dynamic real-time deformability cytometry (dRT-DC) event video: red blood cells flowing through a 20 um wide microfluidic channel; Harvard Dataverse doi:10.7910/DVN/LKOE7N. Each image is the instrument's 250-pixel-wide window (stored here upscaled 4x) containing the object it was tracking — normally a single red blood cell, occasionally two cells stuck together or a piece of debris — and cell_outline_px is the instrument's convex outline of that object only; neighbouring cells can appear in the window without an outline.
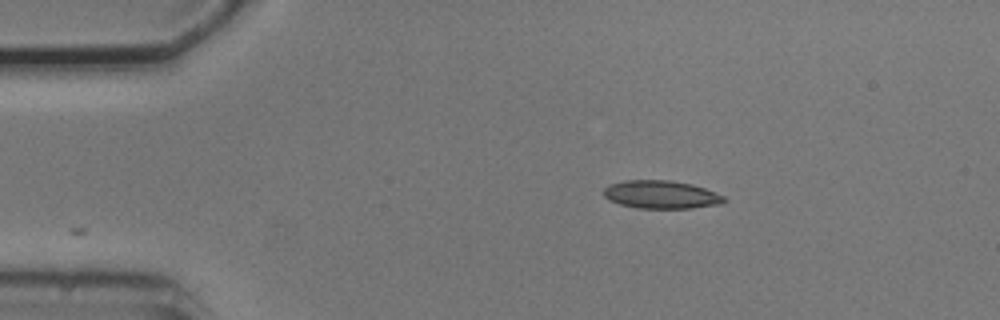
{"species": "common noctule bat (a hibernating species)", "species_latin": "Nyctalus noctula", "temperature_condition": "cold", "stored_images_in_passage": 45, "camera_frame_rate_fps": 3000, "um_per_image_px": 0.085, "animal": {"sex": "male", "body_mass_g": 20.5, "forearm_length_mm": 52.5}, "frame": {"image": 1, "passage_image": 1, "time_ms": 0.0, "image_size_px": [1000, 320], "cell_outline_px": [[724, 200], [716, 204], [688, 208], [640, 208], [620, 204], [604, 196], [604, 188], [612, 184], [628, 180], [668, 180], [688, 184], [704, 188], [724, 196]], "centroid_in_image_um": [56.16, 16.53], "position_along_channel_um": 28.8, "area_um2": 19.02}}
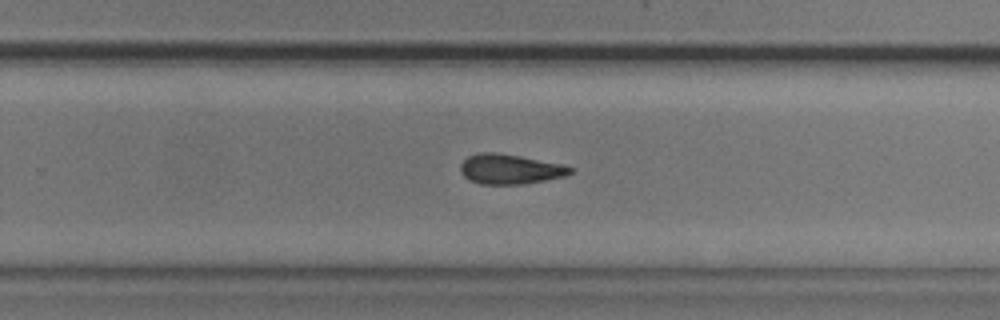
{"frame": {"image": 2, "passage_image": 26, "time_ms": 8.333, "image_size_px": [1000, 320], "cell_outline_px": [[572, 172], [564, 176], [544, 180], [520, 184], [480, 184], [464, 176], [460, 168], [460, 164], [468, 156], [484, 152], [492, 152], [520, 156], [560, 164], [572, 168]], "centroid_in_image_um": [43.32, 14.37], "position_along_channel_um": 286.5, "area_um2": 18.67}}
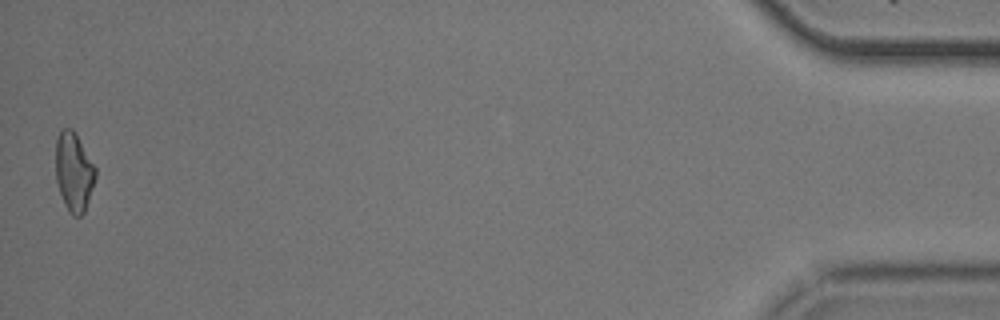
{"frame": {"image": 3, "passage_image": 45, "time_ms": 14.667, "image_size_px": [1000, 320], "cell_outline_px": [[96, 176], [84, 212], [80, 216], [72, 216], [68, 212], [60, 192], [56, 180], [56, 140], [60, 132], [64, 128], [72, 128], [96, 168]], "centroid_in_image_um": [6.27, 14.62], "position_along_channel_um": 428.9, "area_um2": 17.98}}